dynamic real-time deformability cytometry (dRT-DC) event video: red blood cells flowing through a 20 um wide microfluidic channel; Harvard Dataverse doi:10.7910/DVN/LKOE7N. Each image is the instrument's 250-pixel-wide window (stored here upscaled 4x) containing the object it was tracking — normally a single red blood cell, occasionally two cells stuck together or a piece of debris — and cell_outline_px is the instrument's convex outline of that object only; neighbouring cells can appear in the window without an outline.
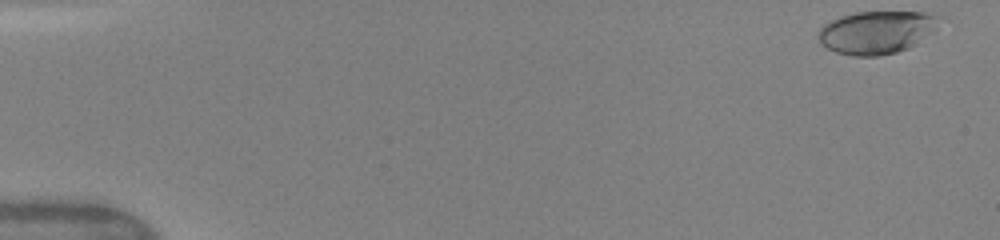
{"species": "human", "species_latin": "Homo sapiens", "temperature_condition": "warm", "stored_images_in_passage": 38, "camera_frame_rate_fps": 3000, "um_per_image_px": 0.085, "donor": {"sex": "female"}, "frame": {"image": 1, "passage_image": 1, "time_ms": 0.0, "image_size_px": [1000, 240], "cell_outline_px": [[940, 16], [936, 28], [932, 32], [908, 48], [896, 52], [880, 56], [852, 56], [836, 52], [820, 44], [816, 36], [820, 28], [824, 24], [840, 16], [856, 12], [924, 12]], "centroid_in_image_um": [74.46, 2.74], "position_along_channel_um": 10.5, "area_um2": 30.17}}
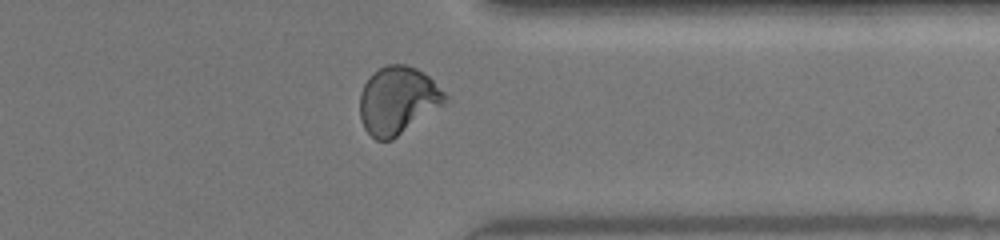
{"frame": {"image": 2, "passage_image": 30, "time_ms": 12.667, "image_size_px": [1000, 240], "cell_outline_px": [[448, 96], [444, 104], [392, 140], [376, 140], [364, 128], [360, 116], [360, 92], [368, 76], [372, 72], [388, 64], [408, 64], [424, 72]], "centroid_in_image_um": [33.79, 8.51], "position_along_channel_um": 377.6, "area_um2": 33.52}}
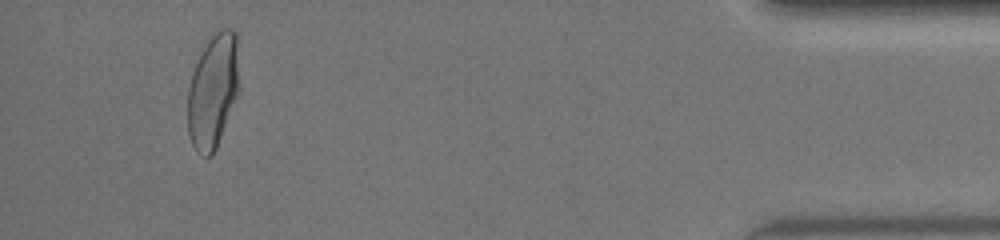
{"frame": {"image": 3, "passage_image": 35, "time_ms": 15.0, "image_size_px": [1000, 240], "cell_outline_px": [[240, 88], [216, 148], [212, 156], [204, 156], [196, 152], [188, 136], [188, 88], [192, 72], [212, 32], [220, 28], [232, 28], [236, 32]], "centroid_in_image_um": [18.11, 7.71], "position_along_channel_um": 417.1, "area_um2": 34.51}}